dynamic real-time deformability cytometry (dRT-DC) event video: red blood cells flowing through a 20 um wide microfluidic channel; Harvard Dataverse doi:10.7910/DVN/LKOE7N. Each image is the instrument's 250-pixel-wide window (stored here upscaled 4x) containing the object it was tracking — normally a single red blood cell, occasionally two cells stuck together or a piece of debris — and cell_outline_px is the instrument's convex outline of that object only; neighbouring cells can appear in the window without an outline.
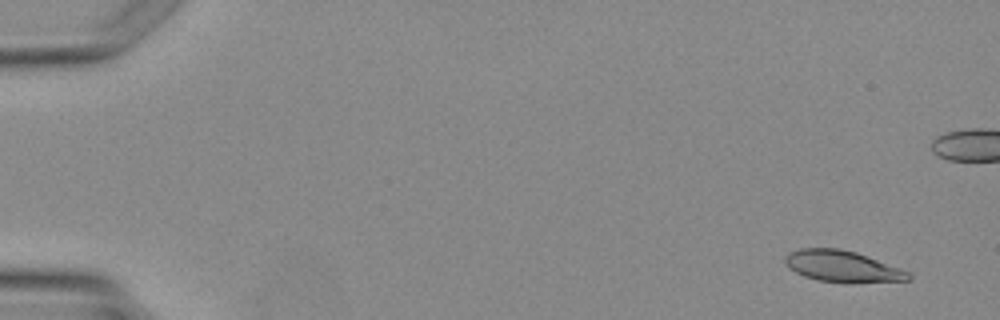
{"species": "Egyptian fruit bat (a non-hibernating species)", "species_latin": "Rousettus aegyptiacus", "temperature_condition": "warm", "stored_images_in_passage": 5, "camera_frame_rate_fps": 3000, "um_per_image_px": 0.085, "animal": {"sex": "female"}, "frame": {"image": 1, "passage_image": 1, "time_ms": 0.0, "image_size_px": [1000, 320], "cell_outline_px": [[912, 280], [816, 280], [804, 276], [788, 268], [784, 260], [784, 256], [788, 252], [800, 248], [840, 248], [856, 252], [900, 268], [908, 272], [912, 276]], "centroid_in_image_um": [71.51, 22.58], "position_along_channel_um": 13.5, "area_um2": 21.62}}